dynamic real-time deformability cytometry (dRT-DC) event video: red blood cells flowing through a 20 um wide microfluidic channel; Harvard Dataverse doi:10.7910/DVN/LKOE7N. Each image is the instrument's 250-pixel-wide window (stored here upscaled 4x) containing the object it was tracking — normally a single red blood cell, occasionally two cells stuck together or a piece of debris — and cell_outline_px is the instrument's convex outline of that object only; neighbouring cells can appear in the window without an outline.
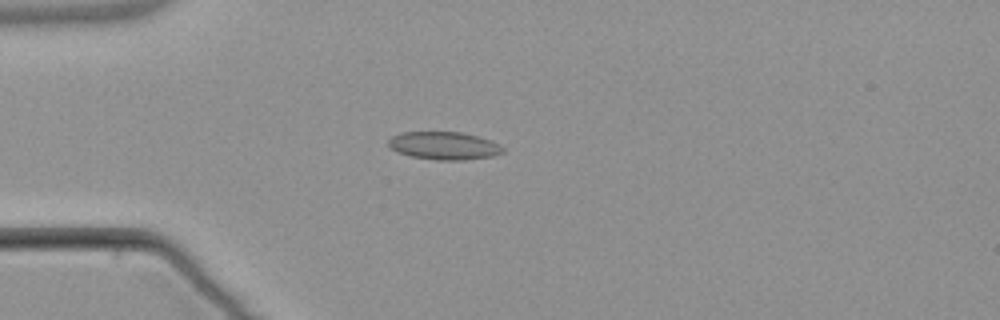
{"species": "common noctule bat (a hibernating species)", "species_latin": "Nyctalus noctula", "temperature_condition": "warm", "stored_images_in_passage": 4, "camera_frame_rate_fps": 3000, "um_per_image_px": 0.085, "animal": {"sex": "male", "body_mass_g": 21.5, "forearm_length_mm": 52.0}, "frame": {"image": 1, "passage_image": 2, "time_ms": 2.0, "image_size_px": [1000, 320], "cell_outline_px": [[504, 152], [492, 156], [464, 160], [436, 160], [412, 156], [400, 152], [392, 148], [388, 144], [388, 140], [392, 136], [400, 132], [460, 132], [492, 140], [500, 144], [504, 148]], "centroid_in_image_um": [37.78, 12.38], "position_along_channel_um": 47.2, "area_um2": 18.5}}
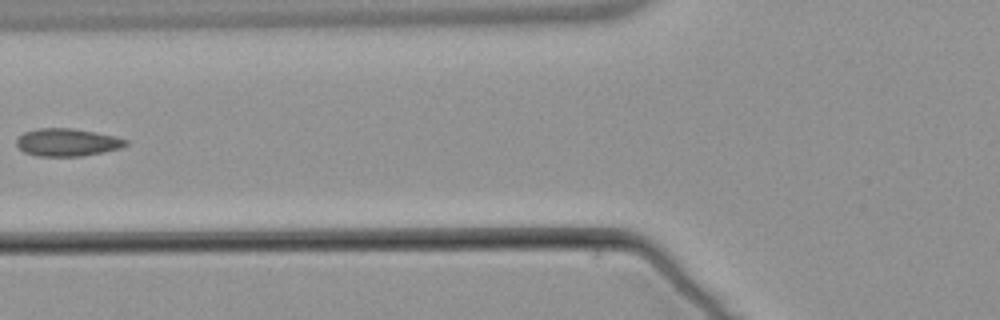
{"frame": {"image": 2, "passage_image": 4, "time_ms": 4.333, "image_size_px": [1000, 320], "cell_outline_px": [[128, 144], [120, 148], [104, 152], [80, 156], [36, 156], [24, 152], [16, 144], [16, 140], [24, 132], [36, 128], [72, 128], [96, 132], [128, 140]], "centroid_in_image_um": [5.7, 12.09], "position_along_channel_um": 120.1, "area_um2": 17.57}}